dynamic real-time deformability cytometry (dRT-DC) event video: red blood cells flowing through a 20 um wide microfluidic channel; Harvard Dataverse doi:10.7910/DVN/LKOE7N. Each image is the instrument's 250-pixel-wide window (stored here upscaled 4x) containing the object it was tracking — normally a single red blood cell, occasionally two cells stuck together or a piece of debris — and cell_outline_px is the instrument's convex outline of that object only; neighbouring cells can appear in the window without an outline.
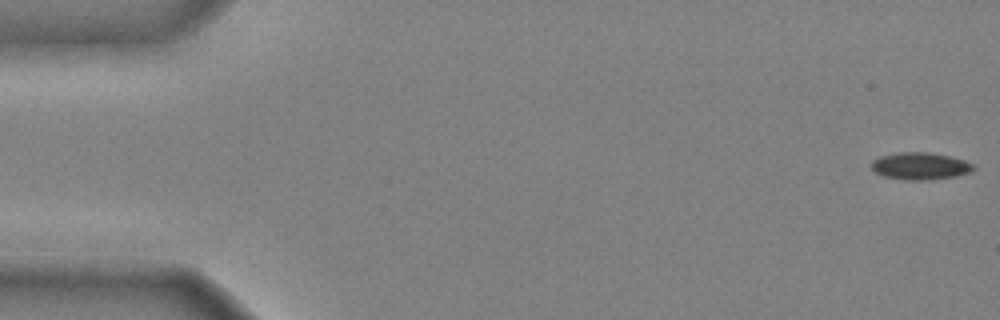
{"species": "common noctule bat (a hibernating species)", "species_latin": "Nyctalus noctula", "temperature_condition": "cold", "stored_images_in_passage": 48, "camera_frame_rate_fps": 3000, "um_per_image_px": 0.085, "animal": {"sex": "male", "body_mass_g": 20.4}, "frame": {"image": 1, "passage_image": 1, "time_ms": 0.0, "image_size_px": [1000, 320], "cell_outline_px": [[976, 168], [968, 172], [956, 176], [924, 180], [904, 180], [884, 176], [876, 172], [872, 168], [872, 160], [880, 156], [900, 152], [928, 152], [948, 156], [964, 160], [972, 164]], "centroid_in_image_um": [78.2, 14.11], "position_along_channel_um": 6.8, "area_um2": 15.95}}
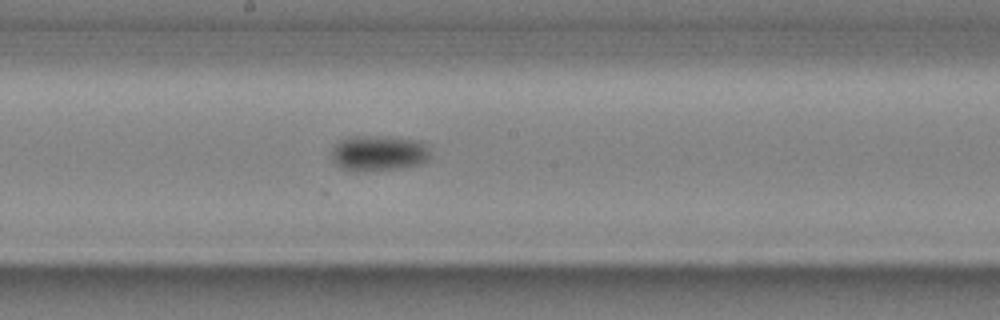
{"frame": {"image": 2, "passage_image": 27, "time_ms": 8.667, "image_size_px": [1000, 320], "cell_outline_px": [[432, 156], [428, 160], [420, 164], [396, 168], [344, 168], [336, 164], [332, 160], [332, 148], [340, 140], [348, 136], [388, 136], [420, 140], [428, 148]], "centroid_in_image_um": [32.24, 12.95], "position_along_channel_um": 216.0, "area_um2": 19.88}}
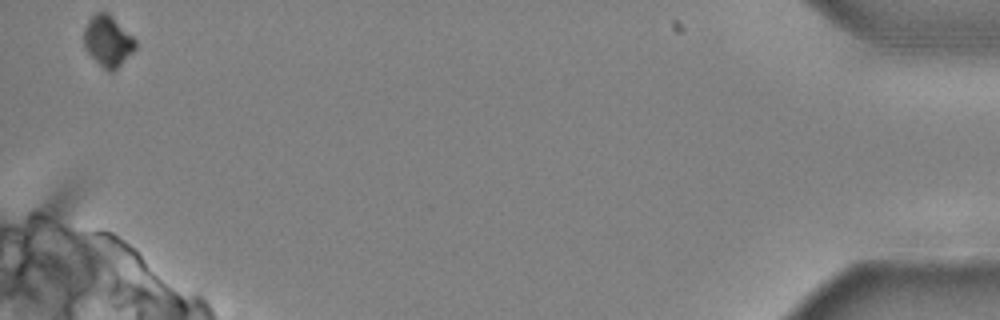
{"frame": {"image": 3, "passage_image": 48, "time_ms": 15.667, "image_size_px": [1000, 320], "cell_outline_px": [[136, 48], [112, 72], [108, 72], [88, 52], [84, 44], [84, 28], [88, 20], [96, 12], [108, 12], [136, 40]], "centroid_in_image_um": [9.16, 3.46], "position_along_channel_um": 426.0, "area_um2": 14.91}, "authors_computed_cell_mechanics": {"area_um2": 17.7157, "velocity_mm_per_s": 3.9819, "shape_relaxation_time_tau1_ms": 5.3547, "shape_relaxation_time_tau2_ms": null, "deformation_change_tau1": 0.127, "deformation_change_tau2": null}}